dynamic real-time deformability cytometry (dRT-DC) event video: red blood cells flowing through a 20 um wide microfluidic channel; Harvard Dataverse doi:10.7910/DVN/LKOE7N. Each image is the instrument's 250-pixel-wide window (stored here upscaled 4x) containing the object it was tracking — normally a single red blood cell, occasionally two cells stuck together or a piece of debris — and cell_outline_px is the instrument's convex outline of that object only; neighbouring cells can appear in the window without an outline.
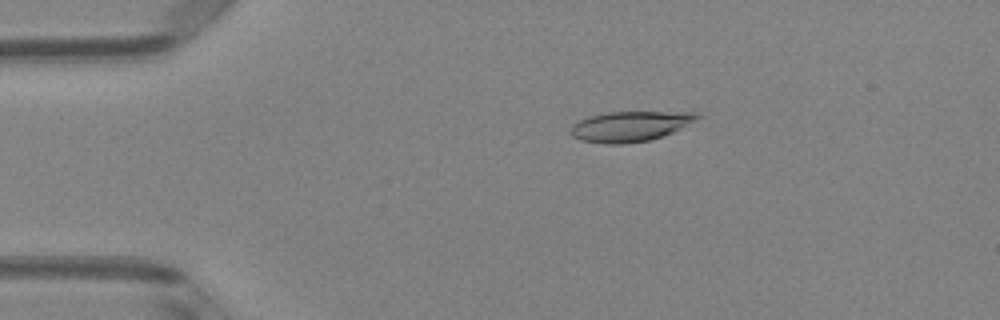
{"species": "Egyptian fruit bat (a non-hibernating species)", "species_latin": "Rousettus aegyptiacus", "temperature_condition": "room temperature", "stored_images_in_passage": 7, "camera_frame_rate_fps": 3000, "um_per_image_px": 0.085, "animal": {"sex": "female"}, "frame": {"image": 1, "passage_image": 3, "time_ms": 0.667, "image_size_px": [1000, 320], "cell_outline_px": [[704, 116], [664, 136], [648, 140], [624, 144], [604, 144], [580, 140], [572, 136], [572, 124], [588, 116], [604, 112], [696, 112]], "centroid_in_image_um": [53.56, 10.73], "position_along_channel_um": 31.4, "area_um2": 22.31}}
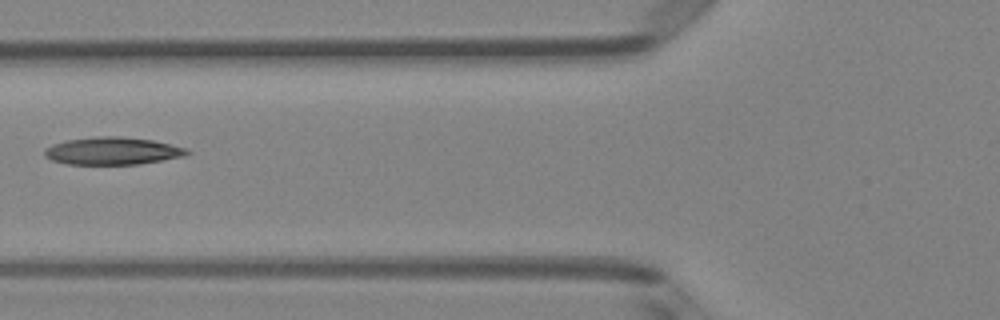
{"frame": {"image": 2, "passage_image": 6, "time_ms": 1.667, "image_size_px": [1000, 320], "cell_outline_px": [[192, 152], [184, 156], [140, 164], [64, 164], [52, 160], [44, 156], [44, 148], [52, 144], [68, 140], [100, 136], [120, 136], [152, 140], [188, 148]], "centroid_in_image_um": [9.56, 12.83], "position_along_channel_um": 116.2, "area_um2": 22.89}}
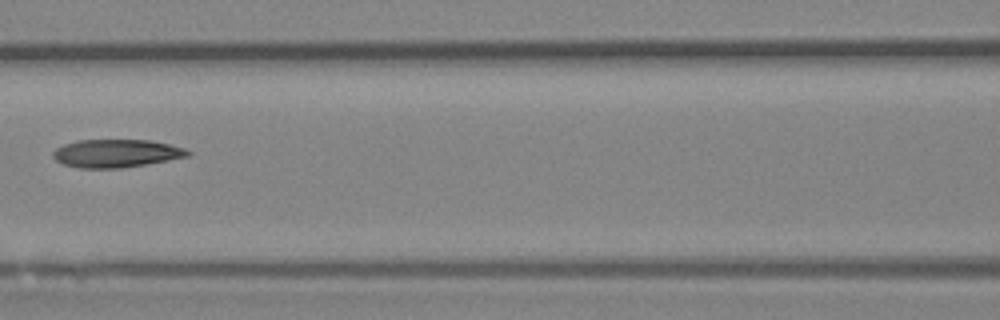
{"frame": {"image": 3, "passage_image": 7, "time_ms": 2.0, "image_size_px": [1000, 320], "cell_outline_px": [[192, 152], [188, 156], [168, 160], [120, 168], [80, 168], [64, 164], [56, 160], [52, 156], [52, 152], [56, 148], [64, 144], [80, 140], [148, 140], [168, 144], [184, 148]], "centroid_in_image_um": [9.86, 13.03], "position_along_channel_um": 156.7, "area_um2": 21.79}}